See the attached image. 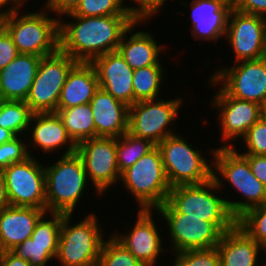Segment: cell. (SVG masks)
Instances as JSON below:
<instances>
[{"mask_svg": "<svg viewBox=\"0 0 266 266\" xmlns=\"http://www.w3.org/2000/svg\"><path fill=\"white\" fill-rule=\"evenodd\" d=\"M173 255L169 266H221L220 255L216 247L209 249L187 250Z\"/></svg>", "mask_w": 266, "mask_h": 266, "instance_id": "d590c367", "label": "cell"}, {"mask_svg": "<svg viewBox=\"0 0 266 266\" xmlns=\"http://www.w3.org/2000/svg\"><path fill=\"white\" fill-rule=\"evenodd\" d=\"M156 146L151 140L134 136L128 131L116 138V157L120 174L134 165L139 158L149 153Z\"/></svg>", "mask_w": 266, "mask_h": 266, "instance_id": "f1b7e54d", "label": "cell"}, {"mask_svg": "<svg viewBox=\"0 0 266 266\" xmlns=\"http://www.w3.org/2000/svg\"><path fill=\"white\" fill-rule=\"evenodd\" d=\"M36 158L29 156L2 170L11 206L47 210L45 167Z\"/></svg>", "mask_w": 266, "mask_h": 266, "instance_id": "7c38bea8", "label": "cell"}, {"mask_svg": "<svg viewBox=\"0 0 266 266\" xmlns=\"http://www.w3.org/2000/svg\"><path fill=\"white\" fill-rule=\"evenodd\" d=\"M146 20H136L124 32L117 51L124 58L125 62L133 69L148 67L151 65H164L161 60V51L166 48L165 44H158L151 31L137 29ZM141 24V25H139ZM130 35V36H128Z\"/></svg>", "mask_w": 266, "mask_h": 266, "instance_id": "44dd1931", "label": "cell"}, {"mask_svg": "<svg viewBox=\"0 0 266 266\" xmlns=\"http://www.w3.org/2000/svg\"><path fill=\"white\" fill-rule=\"evenodd\" d=\"M80 1L81 0H46L42 6L60 19L62 16L72 13L79 5Z\"/></svg>", "mask_w": 266, "mask_h": 266, "instance_id": "60d3db41", "label": "cell"}, {"mask_svg": "<svg viewBox=\"0 0 266 266\" xmlns=\"http://www.w3.org/2000/svg\"><path fill=\"white\" fill-rule=\"evenodd\" d=\"M158 213H183L215 223L223 232L236 225L223 193L213 178L202 184L171 187L167 201L156 209Z\"/></svg>", "mask_w": 266, "mask_h": 266, "instance_id": "3957f363", "label": "cell"}, {"mask_svg": "<svg viewBox=\"0 0 266 266\" xmlns=\"http://www.w3.org/2000/svg\"><path fill=\"white\" fill-rule=\"evenodd\" d=\"M4 101H5V99H4L3 95H2V92L0 91V107L3 104Z\"/></svg>", "mask_w": 266, "mask_h": 266, "instance_id": "f5cc1de1", "label": "cell"}, {"mask_svg": "<svg viewBox=\"0 0 266 266\" xmlns=\"http://www.w3.org/2000/svg\"><path fill=\"white\" fill-rule=\"evenodd\" d=\"M221 66L212 72L213 78L231 97L253 101L260 105L266 102V62L243 60Z\"/></svg>", "mask_w": 266, "mask_h": 266, "instance_id": "5bb4252c", "label": "cell"}, {"mask_svg": "<svg viewBox=\"0 0 266 266\" xmlns=\"http://www.w3.org/2000/svg\"><path fill=\"white\" fill-rule=\"evenodd\" d=\"M187 139V137L177 133L166 137L157 145L171 187L202 184L213 177V161L211 158L215 148H209L210 153L208 152V154L211 157L206 158L204 151L195 148Z\"/></svg>", "mask_w": 266, "mask_h": 266, "instance_id": "52a82bcc", "label": "cell"}, {"mask_svg": "<svg viewBox=\"0 0 266 266\" xmlns=\"http://www.w3.org/2000/svg\"><path fill=\"white\" fill-rule=\"evenodd\" d=\"M220 1L223 5L228 6L230 9H235L237 0H217Z\"/></svg>", "mask_w": 266, "mask_h": 266, "instance_id": "c3c4849f", "label": "cell"}, {"mask_svg": "<svg viewBox=\"0 0 266 266\" xmlns=\"http://www.w3.org/2000/svg\"><path fill=\"white\" fill-rule=\"evenodd\" d=\"M23 8L0 16V24L11 35L19 53L41 57L54 54L59 50L60 19L53 14L51 16L44 6L38 12L22 13Z\"/></svg>", "mask_w": 266, "mask_h": 266, "instance_id": "277c9868", "label": "cell"}, {"mask_svg": "<svg viewBox=\"0 0 266 266\" xmlns=\"http://www.w3.org/2000/svg\"><path fill=\"white\" fill-rule=\"evenodd\" d=\"M11 206L8 195L7 188L5 183V178L3 172L0 170V210Z\"/></svg>", "mask_w": 266, "mask_h": 266, "instance_id": "bcb514c9", "label": "cell"}, {"mask_svg": "<svg viewBox=\"0 0 266 266\" xmlns=\"http://www.w3.org/2000/svg\"><path fill=\"white\" fill-rule=\"evenodd\" d=\"M16 136L9 130L0 127V145L11 141Z\"/></svg>", "mask_w": 266, "mask_h": 266, "instance_id": "7dc6e473", "label": "cell"}, {"mask_svg": "<svg viewBox=\"0 0 266 266\" xmlns=\"http://www.w3.org/2000/svg\"><path fill=\"white\" fill-rule=\"evenodd\" d=\"M208 84L217 85L218 90L210 101L211 109H216L218 117L216 122L221 131L220 145L224 148L235 147L236 139H242L247 131L260 119L261 105L253 101L240 100L231 97L213 78L209 77ZM213 107V108H212ZM231 141V142H230ZM230 142V143H229Z\"/></svg>", "mask_w": 266, "mask_h": 266, "instance_id": "8fae6325", "label": "cell"}, {"mask_svg": "<svg viewBox=\"0 0 266 266\" xmlns=\"http://www.w3.org/2000/svg\"><path fill=\"white\" fill-rule=\"evenodd\" d=\"M76 63L75 59L60 49L54 54L41 57L25 101L33 113H56L66 77Z\"/></svg>", "mask_w": 266, "mask_h": 266, "instance_id": "30bf717a", "label": "cell"}, {"mask_svg": "<svg viewBox=\"0 0 266 266\" xmlns=\"http://www.w3.org/2000/svg\"><path fill=\"white\" fill-rule=\"evenodd\" d=\"M0 266H31L30 263L22 258H19L12 251H5L3 260Z\"/></svg>", "mask_w": 266, "mask_h": 266, "instance_id": "ee69618b", "label": "cell"}, {"mask_svg": "<svg viewBox=\"0 0 266 266\" xmlns=\"http://www.w3.org/2000/svg\"><path fill=\"white\" fill-rule=\"evenodd\" d=\"M5 251H6V250L3 248V245H2V243L0 242V264H1L2 260H3L4 254H5Z\"/></svg>", "mask_w": 266, "mask_h": 266, "instance_id": "816d5d0a", "label": "cell"}, {"mask_svg": "<svg viewBox=\"0 0 266 266\" xmlns=\"http://www.w3.org/2000/svg\"><path fill=\"white\" fill-rule=\"evenodd\" d=\"M124 0H81L76 9L66 15L91 16H114L131 15Z\"/></svg>", "mask_w": 266, "mask_h": 266, "instance_id": "d6a6232c", "label": "cell"}, {"mask_svg": "<svg viewBox=\"0 0 266 266\" xmlns=\"http://www.w3.org/2000/svg\"><path fill=\"white\" fill-rule=\"evenodd\" d=\"M33 114L25 101L5 100L0 107V127L15 136H26Z\"/></svg>", "mask_w": 266, "mask_h": 266, "instance_id": "f546056e", "label": "cell"}, {"mask_svg": "<svg viewBox=\"0 0 266 266\" xmlns=\"http://www.w3.org/2000/svg\"><path fill=\"white\" fill-rule=\"evenodd\" d=\"M56 113L61 118L69 137L76 145L96 137L93 112L89 103L57 109Z\"/></svg>", "mask_w": 266, "mask_h": 266, "instance_id": "4316f807", "label": "cell"}, {"mask_svg": "<svg viewBox=\"0 0 266 266\" xmlns=\"http://www.w3.org/2000/svg\"><path fill=\"white\" fill-rule=\"evenodd\" d=\"M98 89L99 83L94 66L90 62H77L66 77L58 109L88 104Z\"/></svg>", "mask_w": 266, "mask_h": 266, "instance_id": "484cf974", "label": "cell"}, {"mask_svg": "<svg viewBox=\"0 0 266 266\" xmlns=\"http://www.w3.org/2000/svg\"><path fill=\"white\" fill-rule=\"evenodd\" d=\"M164 69L163 65H151L133 71V104L161 98V88L167 75Z\"/></svg>", "mask_w": 266, "mask_h": 266, "instance_id": "83f0119b", "label": "cell"}, {"mask_svg": "<svg viewBox=\"0 0 266 266\" xmlns=\"http://www.w3.org/2000/svg\"><path fill=\"white\" fill-rule=\"evenodd\" d=\"M96 71L99 88L112 97L133 105V69L118 51L106 53L90 62Z\"/></svg>", "mask_w": 266, "mask_h": 266, "instance_id": "ffe728a7", "label": "cell"}, {"mask_svg": "<svg viewBox=\"0 0 266 266\" xmlns=\"http://www.w3.org/2000/svg\"><path fill=\"white\" fill-rule=\"evenodd\" d=\"M179 1L191 10L189 12L190 32L195 41L198 39L200 43L205 41L216 43L220 38L225 37L231 11L228 6L217 0H191L189 4Z\"/></svg>", "mask_w": 266, "mask_h": 266, "instance_id": "d6986e66", "label": "cell"}, {"mask_svg": "<svg viewBox=\"0 0 266 266\" xmlns=\"http://www.w3.org/2000/svg\"><path fill=\"white\" fill-rule=\"evenodd\" d=\"M76 152L83 161L91 189L103 196L110 187L118 185L120 172L117 165L115 137H95L77 145Z\"/></svg>", "mask_w": 266, "mask_h": 266, "instance_id": "4fadbf2b", "label": "cell"}, {"mask_svg": "<svg viewBox=\"0 0 266 266\" xmlns=\"http://www.w3.org/2000/svg\"><path fill=\"white\" fill-rule=\"evenodd\" d=\"M168 1L169 0H131L133 6H130V4H127V6L131 15L136 20L149 21L153 19V16L156 17L158 13L162 11L164 5H166Z\"/></svg>", "mask_w": 266, "mask_h": 266, "instance_id": "f35d334b", "label": "cell"}, {"mask_svg": "<svg viewBox=\"0 0 266 266\" xmlns=\"http://www.w3.org/2000/svg\"><path fill=\"white\" fill-rule=\"evenodd\" d=\"M64 215V213L46 212L37 222L31 235L33 242L39 246H58Z\"/></svg>", "mask_w": 266, "mask_h": 266, "instance_id": "836d02e7", "label": "cell"}, {"mask_svg": "<svg viewBox=\"0 0 266 266\" xmlns=\"http://www.w3.org/2000/svg\"><path fill=\"white\" fill-rule=\"evenodd\" d=\"M236 225L266 250V204L246 210Z\"/></svg>", "mask_w": 266, "mask_h": 266, "instance_id": "1f68e13d", "label": "cell"}, {"mask_svg": "<svg viewBox=\"0 0 266 266\" xmlns=\"http://www.w3.org/2000/svg\"><path fill=\"white\" fill-rule=\"evenodd\" d=\"M183 101L178 96L169 100L158 98L134 103L129 106L128 132L158 145L166 137L178 133L174 123Z\"/></svg>", "mask_w": 266, "mask_h": 266, "instance_id": "9c48e42d", "label": "cell"}, {"mask_svg": "<svg viewBox=\"0 0 266 266\" xmlns=\"http://www.w3.org/2000/svg\"><path fill=\"white\" fill-rule=\"evenodd\" d=\"M212 161V178L221 192L224 193L222 190L228 184L227 186L235 190L234 193L237 191L243 198L238 196L235 200L232 195L234 200H231L224 194L228 208L236 219L246 210L266 204V186L255 177L248 160L234 147L215 146Z\"/></svg>", "mask_w": 266, "mask_h": 266, "instance_id": "7a4b0ae2", "label": "cell"}, {"mask_svg": "<svg viewBox=\"0 0 266 266\" xmlns=\"http://www.w3.org/2000/svg\"><path fill=\"white\" fill-rule=\"evenodd\" d=\"M18 54L19 51L11 35L0 24V70L6 67Z\"/></svg>", "mask_w": 266, "mask_h": 266, "instance_id": "ab89813d", "label": "cell"}, {"mask_svg": "<svg viewBox=\"0 0 266 266\" xmlns=\"http://www.w3.org/2000/svg\"><path fill=\"white\" fill-rule=\"evenodd\" d=\"M266 17L231 9L225 39L234 54V63L262 58Z\"/></svg>", "mask_w": 266, "mask_h": 266, "instance_id": "e0dca14e", "label": "cell"}, {"mask_svg": "<svg viewBox=\"0 0 266 266\" xmlns=\"http://www.w3.org/2000/svg\"><path fill=\"white\" fill-rule=\"evenodd\" d=\"M119 184L137 202L139 210H156L168 198V182L160 149L156 146L123 171Z\"/></svg>", "mask_w": 266, "mask_h": 266, "instance_id": "ba28073f", "label": "cell"}, {"mask_svg": "<svg viewBox=\"0 0 266 266\" xmlns=\"http://www.w3.org/2000/svg\"><path fill=\"white\" fill-rule=\"evenodd\" d=\"M47 210L9 206L0 210V242L6 251L31 238L39 219Z\"/></svg>", "mask_w": 266, "mask_h": 266, "instance_id": "d4e9b609", "label": "cell"}, {"mask_svg": "<svg viewBox=\"0 0 266 266\" xmlns=\"http://www.w3.org/2000/svg\"><path fill=\"white\" fill-rule=\"evenodd\" d=\"M11 251L31 266H47L56 259L58 246H39L32 238H28Z\"/></svg>", "mask_w": 266, "mask_h": 266, "instance_id": "e575fe53", "label": "cell"}, {"mask_svg": "<svg viewBox=\"0 0 266 266\" xmlns=\"http://www.w3.org/2000/svg\"><path fill=\"white\" fill-rule=\"evenodd\" d=\"M216 248L221 266H263L262 258L266 257V250L237 225L224 232Z\"/></svg>", "mask_w": 266, "mask_h": 266, "instance_id": "cb8c5ba5", "label": "cell"}, {"mask_svg": "<svg viewBox=\"0 0 266 266\" xmlns=\"http://www.w3.org/2000/svg\"><path fill=\"white\" fill-rule=\"evenodd\" d=\"M26 136L30 137L27 139L29 156L35 155V153H33L35 149H39L38 151L41 150V154H50L51 152L55 154L61 152L60 156L62 153V155L75 153L77 149V145L69 137L57 113H34ZM28 140L30 142H28ZM30 148L32 150L34 149V151ZM60 149L62 151H60Z\"/></svg>", "mask_w": 266, "mask_h": 266, "instance_id": "ac0fdd59", "label": "cell"}, {"mask_svg": "<svg viewBox=\"0 0 266 266\" xmlns=\"http://www.w3.org/2000/svg\"><path fill=\"white\" fill-rule=\"evenodd\" d=\"M262 59L266 62V27L264 31V46H263Z\"/></svg>", "mask_w": 266, "mask_h": 266, "instance_id": "f907efd6", "label": "cell"}, {"mask_svg": "<svg viewBox=\"0 0 266 266\" xmlns=\"http://www.w3.org/2000/svg\"><path fill=\"white\" fill-rule=\"evenodd\" d=\"M243 150L241 147H234L240 154L265 155L266 156V123L259 119L241 139ZM244 151V152H243Z\"/></svg>", "mask_w": 266, "mask_h": 266, "instance_id": "8d00e7d4", "label": "cell"}, {"mask_svg": "<svg viewBox=\"0 0 266 266\" xmlns=\"http://www.w3.org/2000/svg\"><path fill=\"white\" fill-rule=\"evenodd\" d=\"M155 213L166 223L165 232L169 233L167 242H170L172 254L217 247L224 234L215 223L201 218L187 217L183 213H158L156 210Z\"/></svg>", "mask_w": 266, "mask_h": 266, "instance_id": "9a60e30c", "label": "cell"}, {"mask_svg": "<svg viewBox=\"0 0 266 266\" xmlns=\"http://www.w3.org/2000/svg\"><path fill=\"white\" fill-rule=\"evenodd\" d=\"M58 157L55 163L44 165L47 212L74 214L91 184L77 152Z\"/></svg>", "mask_w": 266, "mask_h": 266, "instance_id": "8992f818", "label": "cell"}, {"mask_svg": "<svg viewBox=\"0 0 266 266\" xmlns=\"http://www.w3.org/2000/svg\"><path fill=\"white\" fill-rule=\"evenodd\" d=\"M41 56L19 53L0 70V91L5 100L26 101L36 76Z\"/></svg>", "mask_w": 266, "mask_h": 266, "instance_id": "603a6c76", "label": "cell"}, {"mask_svg": "<svg viewBox=\"0 0 266 266\" xmlns=\"http://www.w3.org/2000/svg\"><path fill=\"white\" fill-rule=\"evenodd\" d=\"M72 216L75 217L74 214L63 216L55 261L60 266H97L105 230L96 212L87 213L76 224Z\"/></svg>", "mask_w": 266, "mask_h": 266, "instance_id": "5b68a950", "label": "cell"}, {"mask_svg": "<svg viewBox=\"0 0 266 266\" xmlns=\"http://www.w3.org/2000/svg\"><path fill=\"white\" fill-rule=\"evenodd\" d=\"M261 120H263L266 123V102L261 105Z\"/></svg>", "mask_w": 266, "mask_h": 266, "instance_id": "681fc988", "label": "cell"}, {"mask_svg": "<svg viewBox=\"0 0 266 266\" xmlns=\"http://www.w3.org/2000/svg\"><path fill=\"white\" fill-rule=\"evenodd\" d=\"M137 211H135L137 219L133 222V227L132 225L130 226V230L126 229V233H119V231L115 230V233L111 234L144 266H159L157 263L163 257L161 254L163 253L164 255L166 251H169L166 248L167 245H165L167 242L163 241L165 239L164 233L160 232L164 228H161L158 226L159 223H156L157 221L152 215L155 211L144 209H137ZM163 245L165 246L164 248L162 247Z\"/></svg>", "mask_w": 266, "mask_h": 266, "instance_id": "2e32d148", "label": "cell"}, {"mask_svg": "<svg viewBox=\"0 0 266 266\" xmlns=\"http://www.w3.org/2000/svg\"><path fill=\"white\" fill-rule=\"evenodd\" d=\"M249 162L252 173L266 186V156L242 154Z\"/></svg>", "mask_w": 266, "mask_h": 266, "instance_id": "7bdbcfd3", "label": "cell"}, {"mask_svg": "<svg viewBox=\"0 0 266 266\" xmlns=\"http://www.w3.org/2000/svg\"><path fill=\"white\" fill-rule=\"evenodd\" d=\"M235 9L243 13L266 17V0H237Z\"/></svg>", "mask_w": 266, "mask_h": 266, "instance_id": "b9f144b4", "label": "cell"}, {"mask_svg": "<svg viewBox=\"0 0 266 266\" xmlns=\"http://www.w3.org/2000/svg\"><path fill=\"white\" fill-rule=\"evenodd\" d=\"M24 139H23V138ZM27 136H16L11 141L0 145V170L24 161L29 157Z\"/></svg>", "mask_w": 266, "mask_h": 266, "instance_id": "74e56055", "label": "cell"}, {"mask_svg": "<svg viewBox=\"0 0 266 266\" xmlns=\"http://www.w3.org/2000/svg\"><path fill=\"white\" fill-rule=\"evenodd\" d=\"M134 21L132 15H64L59 21V49L77 62H91L98 56L117 51L124 32Z\"/></svg>", "mask_w": 266, "mask_h": 266, "instance_id": "6da1fadb", "label": "cell"}, {"mask_svg": "<svg viewBox=\"0 0 266 266\" xmlns=\"http://www.w3.org/2000/svg\"><path fill=\"white\" fill-rule=\"evenodd\" d=\"M22 0H0V16L8 14L12 10L26 7Z\"/></svg>", "mask_w": 266, "mask_h": 266, "instance_id": "f6af8a7d", "label": "cell"}, {"mask_svg": "<svg viewBox=\"0 0 266 266\" xmlns=\"http://www.w3.org/2000/svg\"><path fill=\"white\" fill-rule=\"evenodd\" d=\"M96 137L118 138L128 131L129 106L99 88L89 102Z\"/></svg>", "mask_w": 266, "mask_h": 266, "instance_id": "7402d4cb", "label": "cell"}, {"mask_svg": "<svg viewBox=\"0 0 266 266\" xmlns=\"http://www.w3.org/2000/svg\"><path fill=\"white\" fill-rule=\"evenodd\" d=\"M25 4L29 3L30 0H22ZM32 1V0H31Z\"/></svg>", "mask_w": 266, "mask_h": 266, "instance_id": "db71d44e", "label": "cell"}, {"mask_svg": "<svg viewBox=\"0 0 266 266\" xmlns=\"http://www.w3.org/2000/svg\"><path fill=\"white\" fill-rule=\"evenodd\" d=\"M97 266H144L112 234L104 241Z\"/></svg>", "mask_w": 266, "mask_h": 266, "instance_id": "4dcf8cb0", "label": "cell"}]
</instances>
